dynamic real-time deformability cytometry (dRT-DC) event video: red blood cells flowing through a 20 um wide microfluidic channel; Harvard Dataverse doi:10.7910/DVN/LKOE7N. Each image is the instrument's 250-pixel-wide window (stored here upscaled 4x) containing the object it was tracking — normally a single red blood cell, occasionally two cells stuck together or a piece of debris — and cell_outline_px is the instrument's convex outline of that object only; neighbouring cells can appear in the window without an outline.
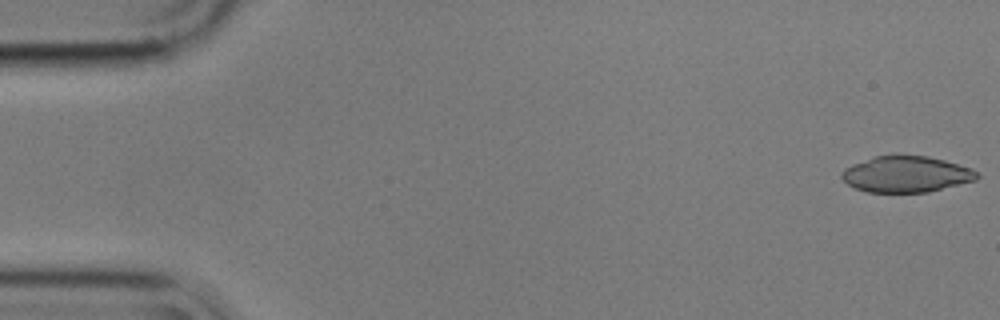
{"species": "common noctule bat (a hibernating species)", "species_latin": "Nyctalus noctula", "temperature_condition": "cold", "stored_images_in_passage": 55, "camera_frame_rate_fps": 3000, "um_per_image_px": 0.085, "animal": {"sex": "male", "body_mass_g": 17.9}, "frame": {"image": 1, "passage_image": 1, "time_ms": 0.0, "image_size_px": [1000, 320], "cell_outline_px": [[980, 176], [976, 180], [928, 192], [864, 192], [848, 184], [840, 176], [840, 172], [844, 168], [852, 164], [876, 156], [896, 152], [928, 156], [944, 160], [972, 168]], "centroid_in_image_um": [77.0, 14.77], "position_along_channel_um": 8.0, "area_um2": 29.07}}